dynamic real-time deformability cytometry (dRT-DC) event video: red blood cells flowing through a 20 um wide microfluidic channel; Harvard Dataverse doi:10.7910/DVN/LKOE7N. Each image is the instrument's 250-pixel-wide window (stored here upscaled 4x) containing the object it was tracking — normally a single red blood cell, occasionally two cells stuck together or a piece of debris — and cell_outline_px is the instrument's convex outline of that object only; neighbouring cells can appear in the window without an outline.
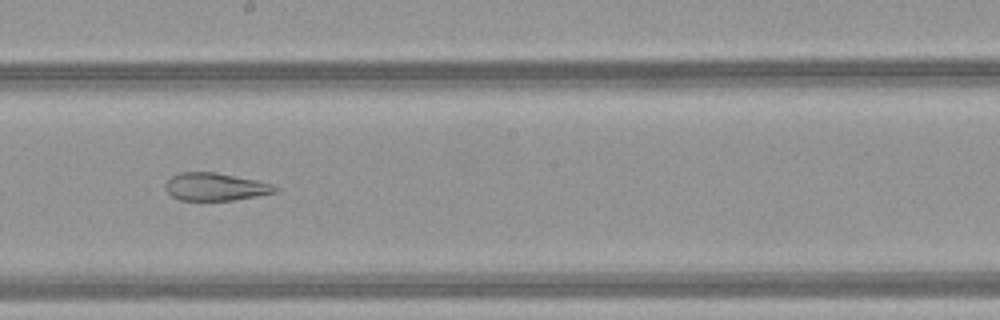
{"species": "common noctule bat (a hibernating species)", "species_latin": "Nyctalus noctula", "temperature_condition": "warm", "stored_images_in_passage": 50, "camera_frame_rate_fps": 3000, "um_per_image_px": 0.085, "animal": {"sex": "female", "body_mass_g": 21.9}, "frame": {"image": 1, "passage_image": 29, "time_ms": 9.333, "image_size_px": [1000, 320], "cell_outline_px": [[280, 188], [276, 192], [256, 196], [232, 200], [180, 200], [172, 196], [164, 188], [164, 184], [172, 176], [180, 172], [216, 172], [256, 180], [272, 184]], "centroid_in_image_um": [18.29, 15.87], "position_along_channel_um": 229.9, "area_um2": 17.69}}
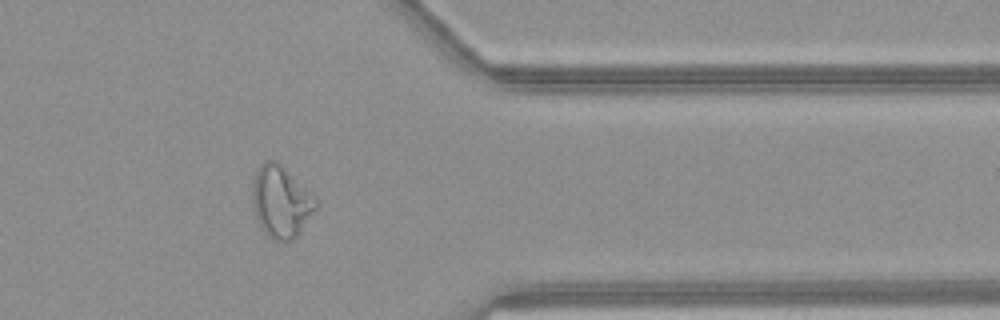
{"frame": {"image": 2, "passage_image": 41, "time_ms": 13.333, "image_size_px": [1000, 320], "cell_outline_px": [[320, 204], [300, 232], [292, 240], [272, 240], [264, 232], [256, 216], [252, 200], [252, 180], [260, 164], [268, 160], [276, 160]], "centroid_in_image_um": [23.86, 17.16], "position_along_channel_um": 387.5, "area_um2": 26.01}}
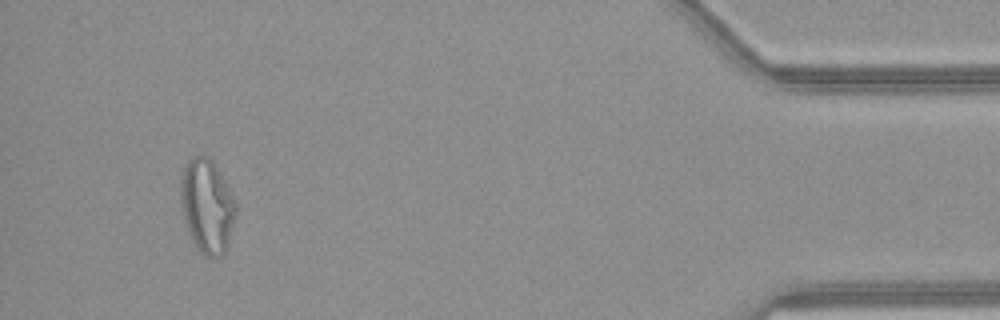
{"frame": {"image": 3, "passage_image": 47, "time_ms": 15.333, "image_size_px": [1000, 320], "cell_outline_px": [[236, 212], [228, 244], [224, 252], [220, 256], [212, 260], [204, 256], [196, 248], [188, 232], [184, 220], [180, 204], [180, 176], [184, 164], [192, 156], [208, 156], [216, 164], [236, 204]], "centroid_in_image_um": [17.56, 17.52], "position_along_channel_um": 417.6, "area_um2": 30.58}, "authors_computed_cell_mechanics": {"area_um2": 27.8885, "velocity_mm_per_s": 4.2073, "shape_relaxation_time_tau1_ms": null, "shape_relaxation_time_tau2_ms": 2.364, "deformation_change_tau1": null, "deformation_change_tau2": 0.1168}}